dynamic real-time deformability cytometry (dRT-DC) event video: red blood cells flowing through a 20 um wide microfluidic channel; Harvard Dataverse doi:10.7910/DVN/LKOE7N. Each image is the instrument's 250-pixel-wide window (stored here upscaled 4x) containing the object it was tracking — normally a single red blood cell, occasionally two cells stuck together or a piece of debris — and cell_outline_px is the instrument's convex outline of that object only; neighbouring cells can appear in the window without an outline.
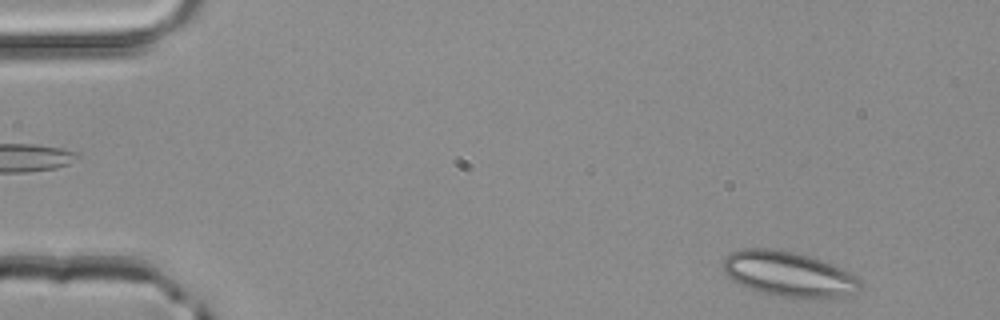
{"species": "common noctule bat (a hibernating species)", "species_latin": "Nyctalus noctula", "temperature_condition": "room temperature", "stored_images_in_passage": 3, "camera_frame_rate_fps": 3000, "um_per_image_px": 0.085, "animal": {"sex": "male", "body_mass_g": 20.4}, "frame": {"image": 1, "passage_image": 3, "time_ms": 0.667, "image_size_px": [1000, 320], "cell_outline_px": [[860, 288], [856, 292], [836, 300], [808, 300], [780, 296], [748, 288], [732, 280], [724, 272], [724, 260], [732, 252], [744, 248], [768, 248], [796, 252], [816, 256], [856, 276], [860, 280]], "centroid_in_image_um": [67.12, 23.33], "position_along_channel_um": 17.9, "area_um2": 36.76}}